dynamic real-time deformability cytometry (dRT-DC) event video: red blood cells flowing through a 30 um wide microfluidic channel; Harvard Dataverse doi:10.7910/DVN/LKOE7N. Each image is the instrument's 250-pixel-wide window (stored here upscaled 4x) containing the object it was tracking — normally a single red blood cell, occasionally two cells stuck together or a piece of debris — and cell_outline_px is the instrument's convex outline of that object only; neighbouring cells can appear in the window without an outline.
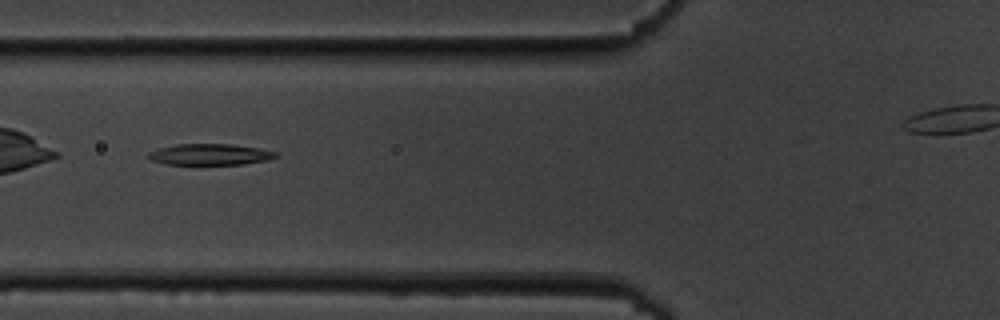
{"species": "common noctule bat (a hibernating species)", "species_latin": "Nyctalus noctula", "temperature_condition": "cold", "stored_images_in_passage": 8, "camera_frame_rate_fps": 3000, "um_per_image_px": 0.085, "animal": {"sex": "male", "body_mass_g": 19.5, "forearm_length_mm": 54.6}, "frame": {"image": 1, "passage_image": 5, "time_ms": 1.333, "image_size_px": [1000, 320], "cell_outline_px": [[280, 156], [268, 160], [244, 164], [164, 164], [152, 160], [148, 156], [148, 152], [160, 148], [176, 144], [228, 144], [260, 148], [276, 152]], "centroid_in_image_um": [17.88, 13.13], "position_along_channel_um": 107.9, "area_um2": 15.66}}